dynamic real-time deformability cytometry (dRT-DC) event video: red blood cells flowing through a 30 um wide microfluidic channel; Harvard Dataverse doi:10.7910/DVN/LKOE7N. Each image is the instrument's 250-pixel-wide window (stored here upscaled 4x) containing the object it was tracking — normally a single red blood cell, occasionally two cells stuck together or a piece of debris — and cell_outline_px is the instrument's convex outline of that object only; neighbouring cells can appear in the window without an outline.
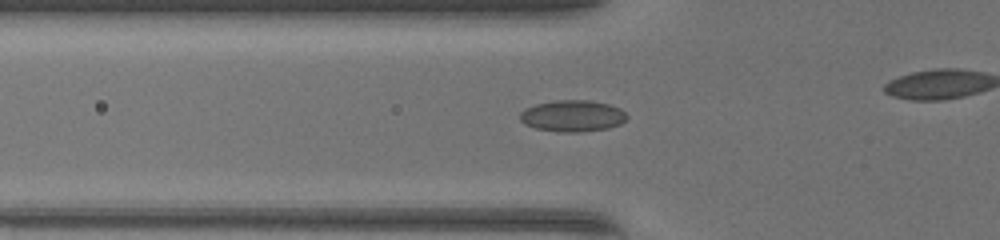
{"species": "common noctule bat (a hibernating species)", "species_latin": "Nyctalus noctula", "temperature_condition": "warm", "stored_images_in_passage": 31, "camera_frame_rate_fps": 3000, "um_per_image_px": 0.085, "animal": {"sex": "female", "body_mass_g": 17.0, "forearm_length_mm": 48.0}, "frame": {"image": 1, "passage_image": 8, "time_ms": 2.333, "image_size_px": [1000, 240], "cell_outline_px": [[628, 116], [620, 124], [608, 128], [580, 132], [556, 132], [536, 128], [524, 124], [520, 120], [520, 112], [524, 108], [536, 104], [552, 100], [592, 100], [608, 104], [620, 108]], "centroid_in_image_um": [48.64, 9.85], "position_along_channel_um": 77.2, "area_um2": 19.77}}
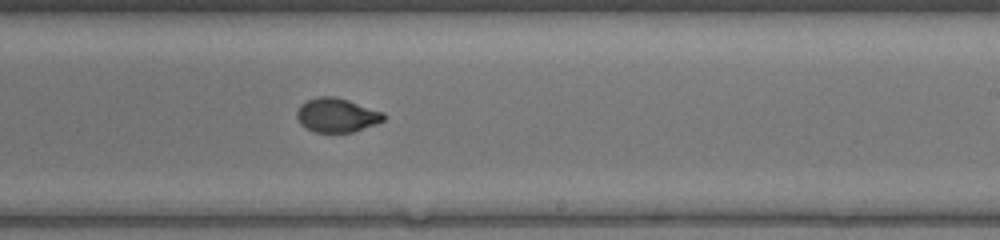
{"frame": {"image": 2, "passage_image": 21, "time_ms": 6.667, "image_size_px": [1000, 240], "cell_outline_px": [[384, 120], [376, 124], [352, 132], [316, 132], [300, 124], [296, 116], [296, 112], [300, 104], [316, 96], [332, 96], [348, 100], [384, 112]], "centroid_in_image_um": [28.61, 9.78], "position_along_channel_um": 260.4, "area_um2": 17.17}}
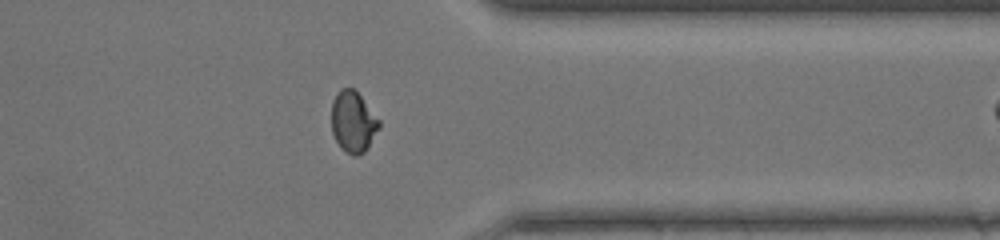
{"frame": {"image": 3, "passage_image": 30, "time_ms": 9.667, "image_size_px": [1000, 240], "cell_outline_px": [[380, 128], [368, 148], [364, 152], [356, 156], [352, 156], [344, 152], [340, 148], [332, 132], [332, 100], [336, 92], [340, 88], [352, 88], [360, 96], [380, 120]], "centroid_in_image_um": [30.01, 10.38], "position_along_channel_um": 381.4, "area_um2": 17.11}}